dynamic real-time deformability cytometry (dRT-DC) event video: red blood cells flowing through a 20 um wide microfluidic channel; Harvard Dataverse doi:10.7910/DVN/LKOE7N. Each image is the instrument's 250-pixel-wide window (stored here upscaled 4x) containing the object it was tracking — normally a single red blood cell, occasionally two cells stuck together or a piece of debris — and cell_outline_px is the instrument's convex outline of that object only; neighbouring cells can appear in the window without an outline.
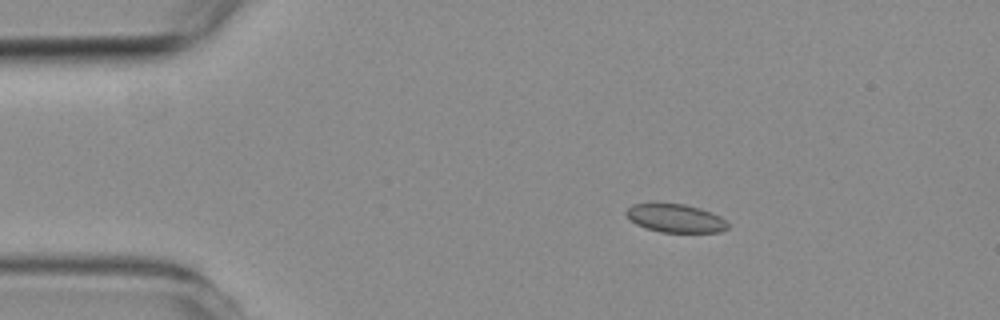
{"species": "common noctule bat (a hibernating species)", "species_latin": "Nyctalus noctula", "temperature_condition": "room temperature", "stored_images_in_passage": 6, "camera_frame_rate_fps": 3000, "um_per_image_px": 0.085, "animal": {"sex": "female", "body_mass_g": 19.3, "forearm_length_mm": 54.1}, "frame": {"image": 1, "passage_image": 1, "time_ms": 0.0, "image_size_px": [1000, 320], "cell_outline_px": [[728, 228], [720, 232], [660, 232], [636, 224], [624, 212], [632, 204], [684, 204], [700, 208], [712, 212], [720, 216], [728, 224]], "centroid_in_image_um": [57.44, 18.55], "position_along_channel_um": 27.6, "area_um2": 16.53}}
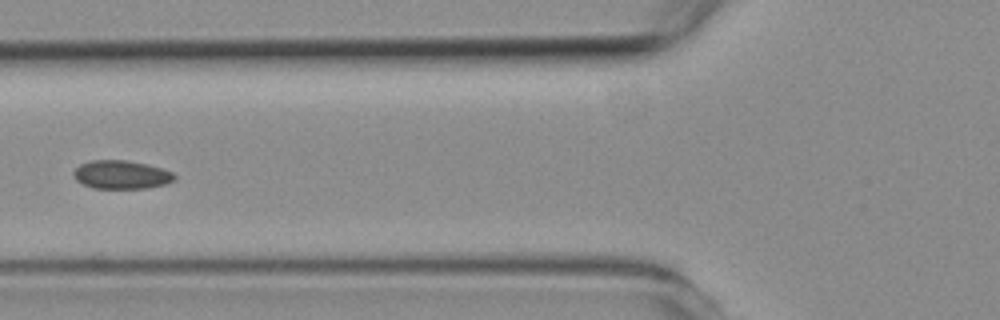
{"frame": {"image": 2, "passage_image": 4, "time_ms": 3.667, "image_size_px": [1000, 320], "cell_outline_px": [[176, 180], [164, 184], [148, 188], [92, 188], [76, 180], [72, 176], [72, 172], [80, 164], [92, 160], [128, 160], [148, 164], [172, 172], [176, 176]], "centroid_in_image_um": [10.3, 14.84], "position_along_channel_um": 115.5, "area_um2": 16.82}}
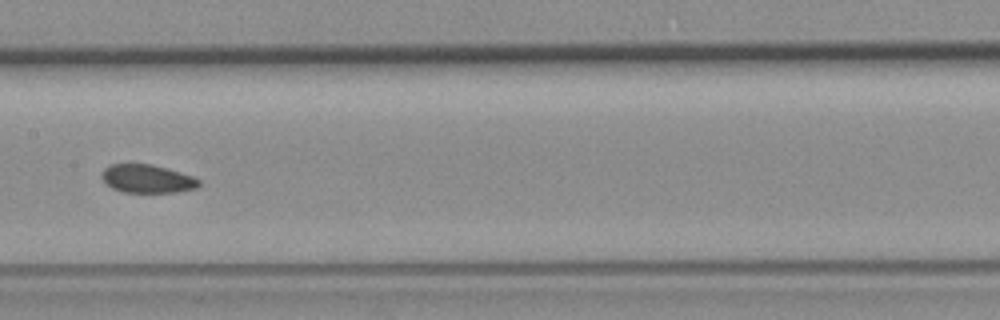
{"frame": {"image": 3, "passage_image": 6, "time_ms": 5.667, "image_size_px": [1000, 320], "cell_outline_px": [[200, 184], [196, 188], [176, 192], [124, 192], [112, 188], [100, 176], [104, 168], [108, 164], [152, 164], [180, 172], [192, 176], [200, 180]], "centroid_in_image_um": [12.5, 15.19], "position_along_channel_um": 194.9, "area_um2": 15.95}}